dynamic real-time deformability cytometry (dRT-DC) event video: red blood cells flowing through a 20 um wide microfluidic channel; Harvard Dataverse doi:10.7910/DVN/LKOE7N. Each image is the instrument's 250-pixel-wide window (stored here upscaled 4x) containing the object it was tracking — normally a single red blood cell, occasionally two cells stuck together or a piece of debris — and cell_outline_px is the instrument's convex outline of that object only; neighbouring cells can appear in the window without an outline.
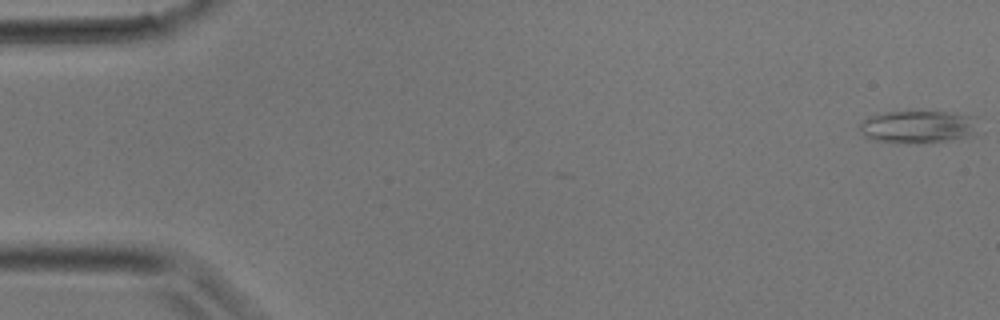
{"species": "common noctule bat (a hibernating species)", "species_latin": "Nyctalus noctula", "temperature_condition": "room temperature", "stored_images_in_passage": 9, "camera_frame_rate_fps": 3000, "um_per_image_px": 0.085, "animal": {"sex": "male", "body_mass_g": 17.9}, "frame": {"image": 1, "passage_image": 1, "time_ms": 0.0, "image_size_px": [1000, 320], "cell_outline_px": [[976, 132], [972, 136], [956, 140], [916, 144], [872, 140], [864, 136], [860, 132], [860, 120], [868, 116], [884, 112], [952, 112], [976, 116]], "centroid_in_image_um": [78.04, 10.79], "position_along_channel_um": 7.0, "area_um2": 23.06}}